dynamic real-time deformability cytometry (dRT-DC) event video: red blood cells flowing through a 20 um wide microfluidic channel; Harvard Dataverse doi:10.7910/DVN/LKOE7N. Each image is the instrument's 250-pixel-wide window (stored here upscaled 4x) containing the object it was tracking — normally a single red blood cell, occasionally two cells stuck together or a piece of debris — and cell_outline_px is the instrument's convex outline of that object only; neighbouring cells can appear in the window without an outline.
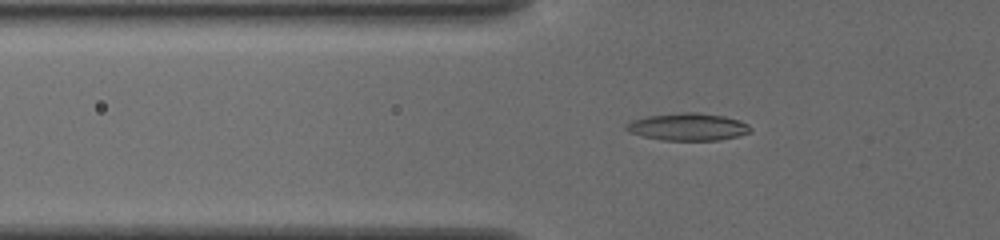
{"species": "common noctule bat (a hibernating species)", "species_latin": "Nyctalus noctula", "temperature_condition": "cold", "stored_images_in_passage": 57, "camera_frame_rate_fps": 3000, "um_per_image_px": 0.085, "animal": {"sex": "female", "body_mass_g": 19.5, "forearm_length_mm": 54.1}, "frame": {"image": 1, "passage_image": 22, "time_ms": 7.0, "image_size_px": [1000, 240], "cell_outline_px": [[752, 132], [720, 140], [664, 140], [644, 136], [628, 132], [624, 128], [624, 124], [632, 120], [644, 116], [680, 112], [700, 112], [724, 116], [740, 120], [748, 124], [752, 128]], "centroid_in_image_um": [58.46, 10.77], "position_along_channel_um": 67.3, "area_um2": 20.06}}
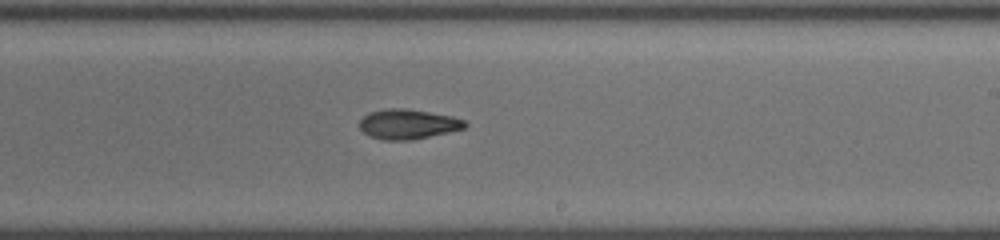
{"frame": {"image": 2, "passage_image": 37, "time_ms": 12.0, "image_size_px": [1000, 240], "cell_outline_px": [[468, 124], [464, 128], [448, 132], [412, 140], [380, 140], [364, 132], [360, 128], [360, 120], [364, 116], [372, 112], [392, 108], [400, 108], [428, 112], [452, 116], [464, 120]], "centroid_in_image_um": [34.69, 10.56], "position_along_channel_um": 254.3, "area_um2": 17.98}}
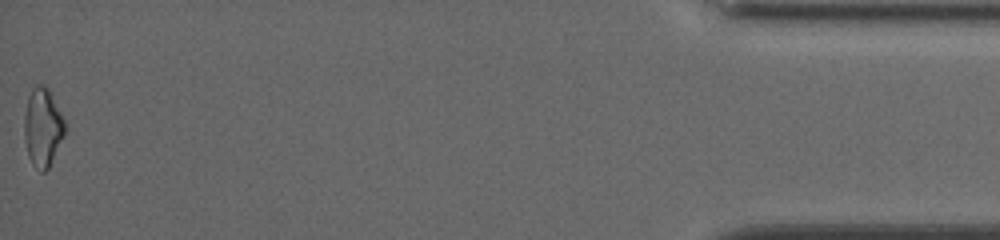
{"frame": {"image": 3, "passage_image": 57, "time_ms": 18.667, "image_size_px": [1000, 240], "cell_outline_px": [[64, 136], [48, 168], [44, 172], [40, 172], [32, 164], [28, 156], [24, 136], [24, 116], [28, 96], [32, 88], [40, 84], [48, 88], [64, 120]], "centroid_in_image_um": [3.61, 10.84], "position_along_channel_um": 431.6, "area_um2": 18.32}, "authors_computed_cell_mechanics": {"area_um2": 18.3804, "velocity_mm_per_s": 3.8495, "shape_relaxation_time_tau1_ms": null, "shape_relaxation_time_tau2_ms": 7.4855, "deformation_change_tau1": null, "deformation_change_tau2": 0.1593}}